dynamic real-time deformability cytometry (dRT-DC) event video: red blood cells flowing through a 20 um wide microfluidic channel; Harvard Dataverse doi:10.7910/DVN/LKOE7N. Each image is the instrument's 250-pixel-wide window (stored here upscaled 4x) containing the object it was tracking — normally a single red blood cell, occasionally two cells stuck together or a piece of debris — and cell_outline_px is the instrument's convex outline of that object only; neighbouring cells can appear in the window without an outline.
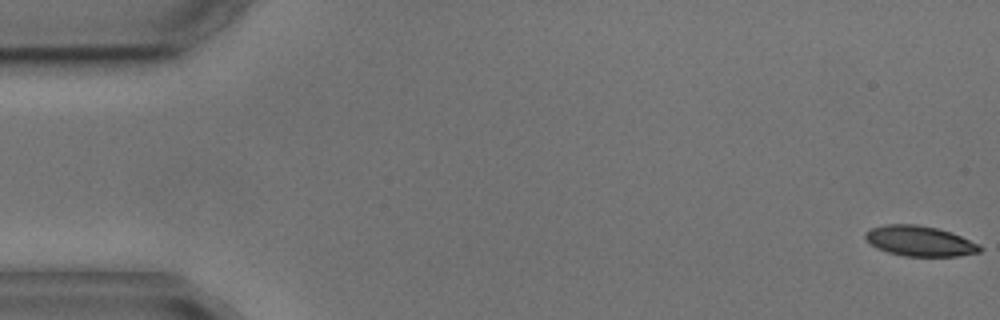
{"species": "common noctule bat (a hibernating species)", "species_latin": "Nyctalus noctula", "temperature_condition": "cold", "stored_images_in_passage": 5, "camera_frame_rate_fps": 3000, "um_per_image_px": 0.085, "animal": {"sex": "male", "body_mass_g": 17.9, "forearm_length_mm": 54.2}, "frame": {"image": 1, "passage_image": 1, "time_ms": 0.0, "image_size_px": [1000, 320], "cell_outline_px": [[984, 248], [980, 252], [956, 256], [904, 256], [888, 252], [876, 248], [864, 236], [864, 232], [872, 228], [884, 224], [916, 224], [936, 228], [952, 232], [980, 244]], "centroid_in_image_um": [78.2, 20.48], "position_along_channel_um": 6.8, "area_um2": 20.29}}